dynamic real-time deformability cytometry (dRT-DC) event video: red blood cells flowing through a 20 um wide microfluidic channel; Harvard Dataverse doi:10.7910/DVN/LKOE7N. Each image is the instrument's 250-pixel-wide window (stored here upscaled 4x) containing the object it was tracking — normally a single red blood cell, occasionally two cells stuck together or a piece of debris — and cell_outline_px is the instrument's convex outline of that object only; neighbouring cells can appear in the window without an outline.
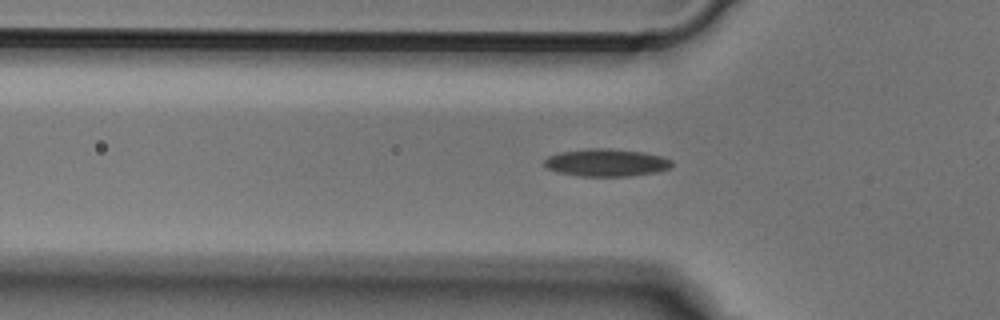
{"species": "Egyptian fruit bat (a non-hibernating species)", "species_latin": "Rousettus aegyptiacus", "temperature_condition": "cold", "stored_images_in_passage": 50, "camera_frame_rate_fps": 3000, "um_per_image_px": 0.085, "animal": {"sex": "male"}, "frame": {"image": 1, "passage_image": 15, "time_ms": 4.667, "image_size_px": [1000, 320], "cell_outline_px": [[672, 164], [668, 168], [656, 172], [628, 176], [580, 176], [560, 172], [548, 168], [544, 164], [544, 160], [548, 156], [560, 152], [588, 148], [608, 148], [644, 152], [664, 156], [672, 160]], "centroid_in_image_um": [51.56, 13.81], "position_along_channel_um": 74.2, "area_um2": 20.4}}
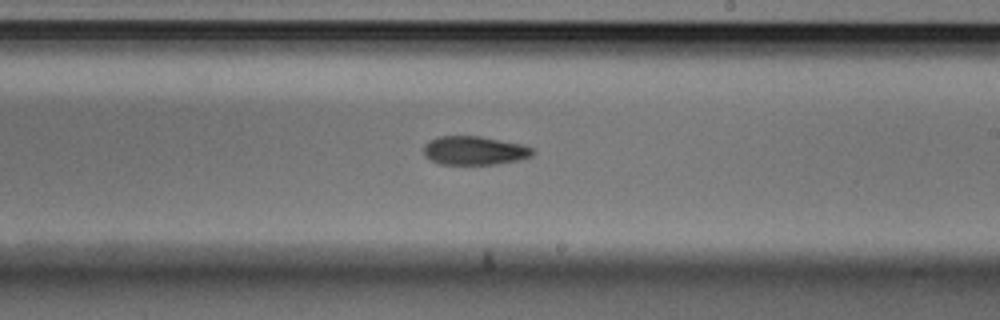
{"frame": {"image": 2, "passage_image": 28, "time_ms": 9.0, "image_size_px": [1000, 320], "cell_outline_px": [[536, 152], [532, 156], [520, 160], [496, 164], [440, 164], [424, 156], [424, 144], [440, 136], [480, 136], [524, 144], [532, 148]], "centroid_in_image_um": [40.38, 12.8], "position_along_channel_um": 248.6, "area_um2": 18.32}}
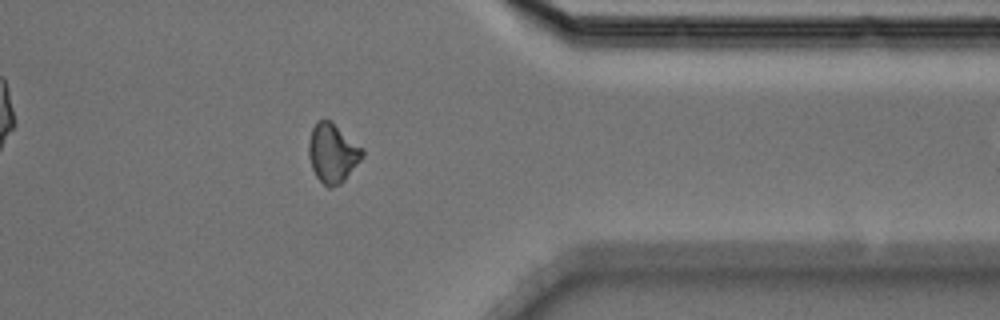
{"frame": {"image": 3, "passage_image": 39, "time_ms": 12.667, "image_size_px": [1000, 320], "cell_outline_px": [[364, 156], [344, 180], [340, 184], [328, 188], [316, 176], [312, 168], [308, 156], [308, 144], [312, 128], [316, 120], [332, 120], [364, 148]], "centroid_in_image_um": [28.28, 12.98], "position_along_channel_um": 383.1, "area_um2": 18.73}}